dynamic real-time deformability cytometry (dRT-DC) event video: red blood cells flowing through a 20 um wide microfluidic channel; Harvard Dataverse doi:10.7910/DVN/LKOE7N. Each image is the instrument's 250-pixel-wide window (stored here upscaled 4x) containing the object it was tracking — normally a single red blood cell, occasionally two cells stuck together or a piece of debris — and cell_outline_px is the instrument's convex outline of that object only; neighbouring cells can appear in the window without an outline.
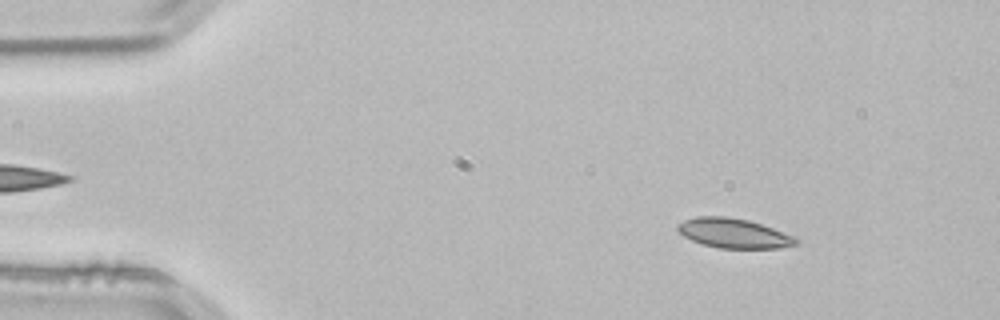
{"species": "common noctule bat (a hibernating species)", "species_latin": "Nyctalus noctula", "temperature_condition": "room temperature", "stored_images_in_passage": 52, "camera_frame_rate_fps": 3000, "um_per_image_px": 0.085, "animal": {"sex": "male", "body_mass_g": 21.5, "forearm_length_mm": 52.0}, "frame": {"image": 1, "passage_image": 6, "time_ms": 1.667, "image_size_px": [1000, 320], "cell_outline_px": [[800, 240], [796, 244], [776, 248], [720, 248], [704, 244], [692, 240], [684, 236], [676, 228], [676, 224], [684, 220], [696, 216], [728, 216], [748, 220], [796, 236]], "centroid_in_image_um": [62.36, 19.81], "position_along_channel_um": 22.6, "area_um2": 20.35}}
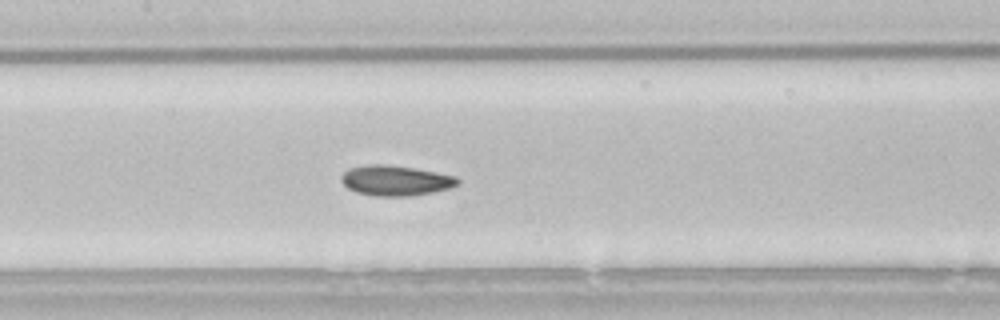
{"frame": {"image": 2, "passage_image": 24, "time_ms": 7.667, "image_size_px": [1000, 320], "cell_outline_px": [[460, 184], [448, 188], [432, 192], [412, 196], [372, 196], [356, 192], [348, 188], [340, 180], [340, 176], [348, 168], [368, 164], [384, 164], [416, 168], [456, 176], [460, 180]], "centroid_in_image_um": [33.61, 15.34], "position_along_channel_um": 173.8, "area_um2": 20.69}}
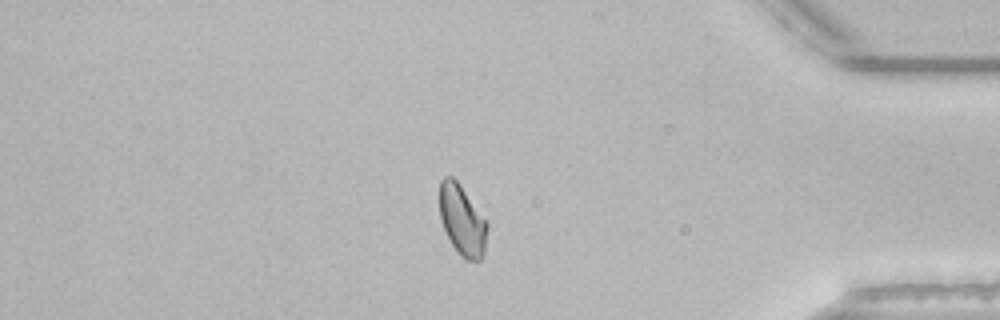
{"frame": {"image": 3, "passage_image": 44, "time_ms": 14.333, "image_size_px": [1000, 320], "cell_outline_px": [[488, 228], [484, 252], [480, 260], [464, 260], [456, 252], [440, 220], [440, 180], [444, 176], [452, 176], [460, 184], [488, 220]], "centroid_in_image_um": [39.31, 18.72], "position_along_channel_um": 395.9, "area_um2": 19.88}, "authors_computed_cell_mechanics": {"area_um2": 20.0855, "velocity_mm_per_s": 3.8238, "shape_relaxation_time_tau1_ms": 7.1456, "shape_relaxation_time_tau2_ms": 3.4387, "deformation_change_tau1": 0.1314, "deformation_change_tau2": 0.0671}}